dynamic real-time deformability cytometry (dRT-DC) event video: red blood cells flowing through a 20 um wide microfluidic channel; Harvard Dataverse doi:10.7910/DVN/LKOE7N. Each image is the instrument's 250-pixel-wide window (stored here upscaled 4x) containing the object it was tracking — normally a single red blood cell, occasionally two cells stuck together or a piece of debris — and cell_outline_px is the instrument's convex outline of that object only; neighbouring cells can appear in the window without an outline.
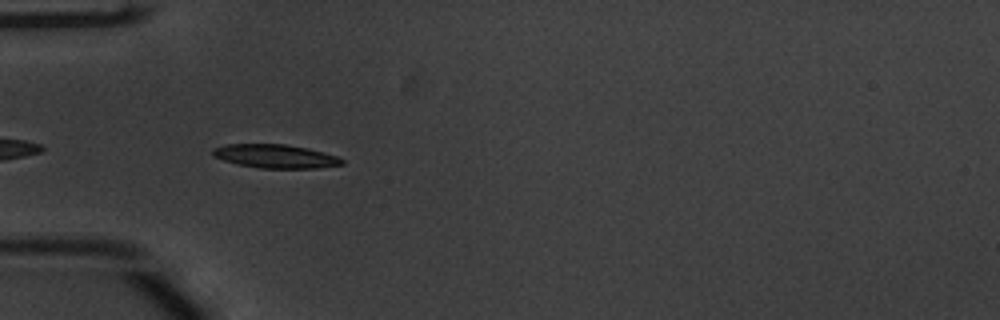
{"species": "common noctule bat (a hibernating species)", "species_latin": "Nyctalus noctula", "temperature_condition": "warm", "stored_images_in_passage": 9, "camera_frame_rate_fps": 3000, "um_per_image_px": 0.085, "animal": {"sex": "male", "body_mass_g": 20.1, "forearm_length_mm": 53.5}, "frame": {"image": 1, "passage_image": 3, "time_ms": 0.667, "image_size_px": [1000, 320], "cell_outline_px": [[344, 164], [316, 168], [260, 168], [240, 164], [224, 160], [212, 156], [212, 148], [224, 144], [284, 144], [308, 148], [336, 156], [344, 160]], "centroid_in_image_um": [23.38, 13.27], "position_along_channel_um": 61.6, "area_um2": 17.69}}